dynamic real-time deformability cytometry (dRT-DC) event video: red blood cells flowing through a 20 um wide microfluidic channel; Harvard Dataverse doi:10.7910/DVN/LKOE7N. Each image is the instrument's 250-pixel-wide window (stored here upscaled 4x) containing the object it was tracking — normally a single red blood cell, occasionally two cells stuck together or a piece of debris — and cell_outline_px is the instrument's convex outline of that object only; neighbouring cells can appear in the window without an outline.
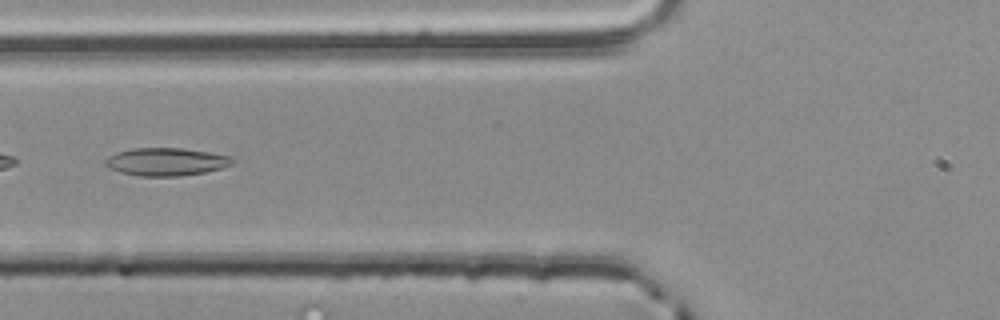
{"species": "common noctule bat (a hibernating species)", "species_latin": "Nyctalus noctula", "temperature_condition": "room temperature", "stored_images_in_passage": 39, "camera_frame_rate_fps": 3000, "um_per_image_px": 0.085, "animal": {"sex": "male", "body_mass_g": 20.4}, "frame": {"image": 1, "passage_image": 6, "time_ms": 1.667, "image_size_px": [1000, 320], "cell_outline_px": [[236, 160], [232, 164], [224, 168], [204, 172], [180, 176], [140, 176], [120, 172], [108, 168], [104, 164], [104, 160], [108, 156], [116, 152], [132, 148], [184, 148], [212, 152], [232, 156]], "centroid_in_image_um": [14.15, 13.74], "position_along_channel_um": 111.7, "area_um2": 20.98}}
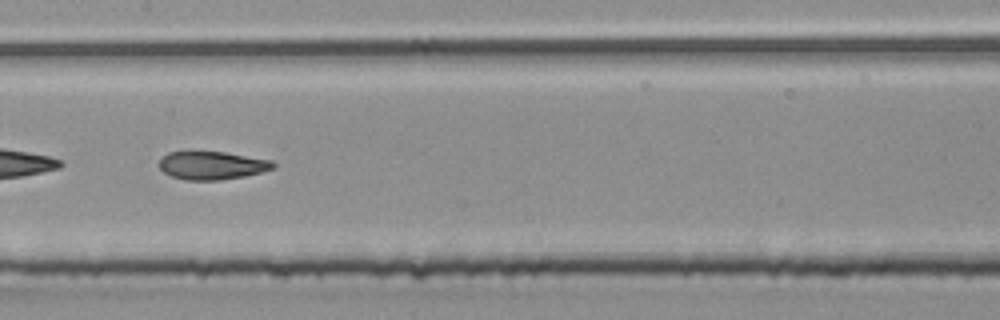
{"frame": {"image": 2, "passage_image": 12, "time_ms": 3.667, "image_size_px": [1000, 320], "cell_outline_px": [[276, 168], [244, 176], [220, 180], [184, 180], [172, 176], [164, 172], [160, 168], [160, 160], [168, 152], [224, 152], [272, 160], [276, 164]], "centroid_in_image_um": [18.05, 14.06], "position_along_channel_um": 189.3, "area_um2": 18.55}}
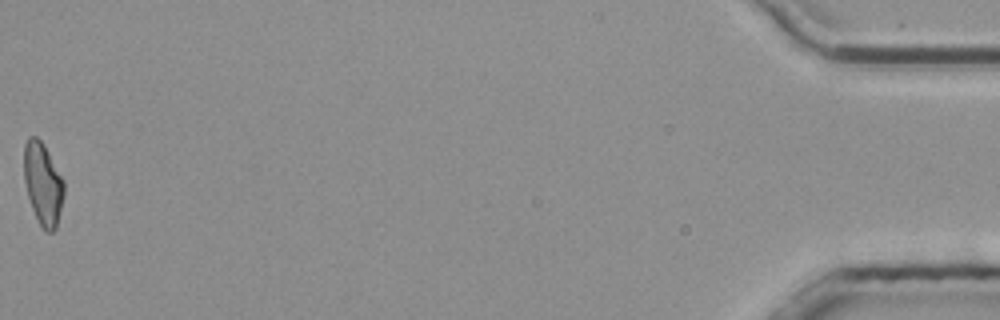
{"frame": {"image": 3, "passage_image": 39, "time_ms": 12.667, "image_size_px": [1000, 320], "cell_outline_px": [[64, 196], [56, 228], [52, 232], [44, 232], [32, 208], [28, 196], [24, 180], [24, 144], [28, 136], [36, 136], [44, 144], [64, 180]], "centroid_in_image_um": [3.65, 15.61], "position_along_channel_um": 431.5, "area_um2": 19.25}, "authors_computed_cell_mechanics": {"area_um2": 19.1896, "velocity_mm_per_s": 3.8649, "shape_relaxation_time_tau1_ms": null, "shape_relaxation_time_tau2_ms": 2.083, "deformation_change_tau1": null, "deformation_change_tau2": 0.0832}}